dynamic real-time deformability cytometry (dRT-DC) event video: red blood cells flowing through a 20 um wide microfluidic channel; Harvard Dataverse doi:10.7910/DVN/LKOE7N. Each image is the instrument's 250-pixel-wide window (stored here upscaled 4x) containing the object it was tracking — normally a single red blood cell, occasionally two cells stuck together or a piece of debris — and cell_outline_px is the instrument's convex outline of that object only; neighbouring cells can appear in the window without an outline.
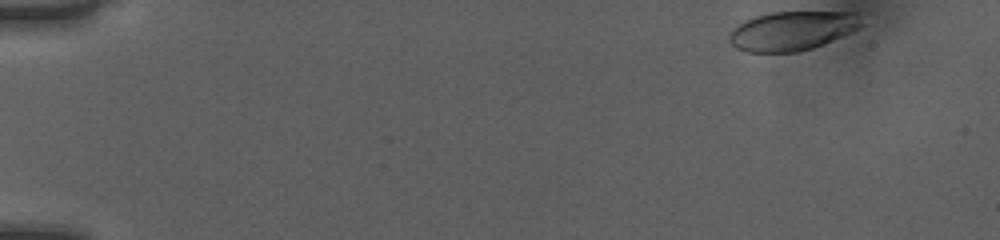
{"species": "human", "species_latin": "Homo sapiens", "temperature_condition": "room temperature", "stored_images_in_passage": 42, "camera_frame_rate_fps": 3000, "um_per_image_px": 0.085, "donor": {"sex": "female"}, "frame": {"image": 1, "passage_image": 1, "time_ms": 0.0, "image_size_px": [1000, 240], "cell_outline_px": [[864, 24], [860, 28], [852, 32], [812, 48], [796, 52], [748, 52], [736, 48], [728, 40], [728, 32], [736, 24], [744, 20], [756, 16], [772, 12], [856, 12]], "centroid_in_image_um": [67.3, 2.61], "position_along_channel_um": 17.7, "area_um2": 30.35}}
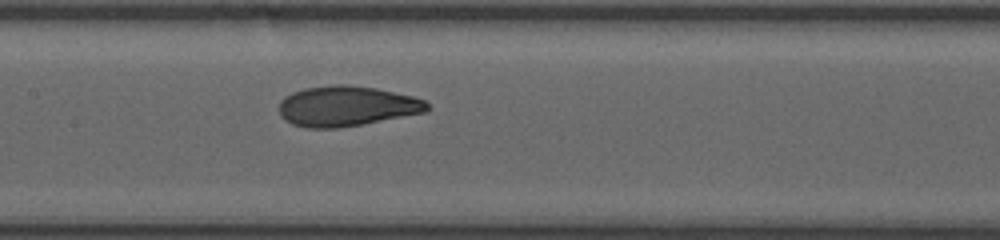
{"frame": {"image": 2, "passage_image": 23, "time_ms": 7.333, "image_size_px": [1000, 240], "cell_outline_px": [[428, 108], [424, 112], [340, 128], [304, 128], [292, 124], [284, 120], [280, 116], [280, 100], [284, 96], [292, 92], [304, 88], [336, 84], [348, 84], [376, 88], [412, 96], [424, 100], [428, 104]], "centroid_in_image_um": [29.4, 9.02], "position_along_channel_um": 178.0, "area_um2": 34.68}}
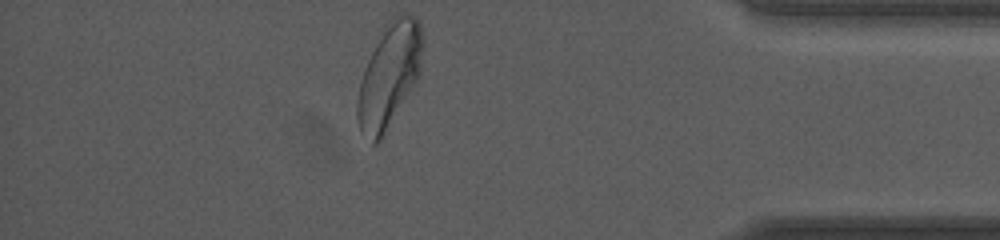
{"frame": {"image": 3, "passage_image": 42, "time_ms": 13.667, "image_size_px": [1000, 240], "cell_outline_px": [[424, 40], [420, 76], [416, 84], [380, 140], [376, 144], [372, 144], [360, 132], [356, 116], [356, 104], [360, 84], [364, 68], [388, 20], [392, 16], [400, 12], [404, 12], [416, 16], [420, 20]], "centroid_in_image_um": [33.12, 6.38], "position_along_channel_um": 402.1, "area_um2": 40.11}, "authors_computed_cell_mechanics": {"area_um2": 33.9864, "velocity_mm_per_s": 4.0333, "shape_relaxation_time_tau1_ms": 3.1588, "shape_relaxation_time_tau2_ms": 0.9013, "deformation_change_tau1": 0.1536, "deformation_change_tau2": 0.0685}}